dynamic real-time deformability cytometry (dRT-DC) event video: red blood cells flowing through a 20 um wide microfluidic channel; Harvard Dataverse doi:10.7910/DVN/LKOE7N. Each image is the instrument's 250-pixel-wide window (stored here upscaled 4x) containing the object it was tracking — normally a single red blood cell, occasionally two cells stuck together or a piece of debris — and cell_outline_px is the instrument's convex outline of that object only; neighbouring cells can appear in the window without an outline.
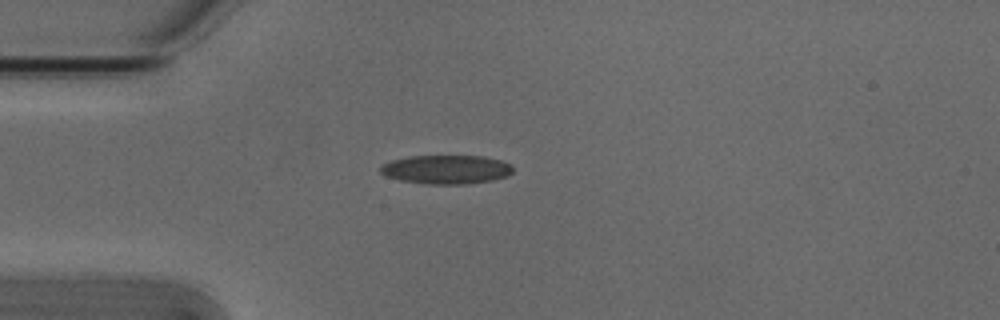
{"species": "Egyptian fruit bat (a non-hibernating species)", "species_latin": "Rousettus aegyptiacus", "temperature_condition": "cold", "stored_images_in_passage": 3, "camera_frame_rate_fps": 3000, "um_per_image_px": 0.085, "animal": {"sex": "male"}, "frame": {"image": 1, "passage_image": 3, "time_ms": 0.667, "image_size_px": [1000, 320], "cell_outline_px": [[512, 172], [508, 176], [492, 180], [468, 184], [424, 184], [400, 180], [384, 176], [380, 172], [380, 164], [392, 160], [408, 156], [484, 156], [500, 160], [512, 164]], "centroid_in_image_um": [37.91, 14.41], "position_along_channel_um": 47.1, "area_um2": 22.54}}